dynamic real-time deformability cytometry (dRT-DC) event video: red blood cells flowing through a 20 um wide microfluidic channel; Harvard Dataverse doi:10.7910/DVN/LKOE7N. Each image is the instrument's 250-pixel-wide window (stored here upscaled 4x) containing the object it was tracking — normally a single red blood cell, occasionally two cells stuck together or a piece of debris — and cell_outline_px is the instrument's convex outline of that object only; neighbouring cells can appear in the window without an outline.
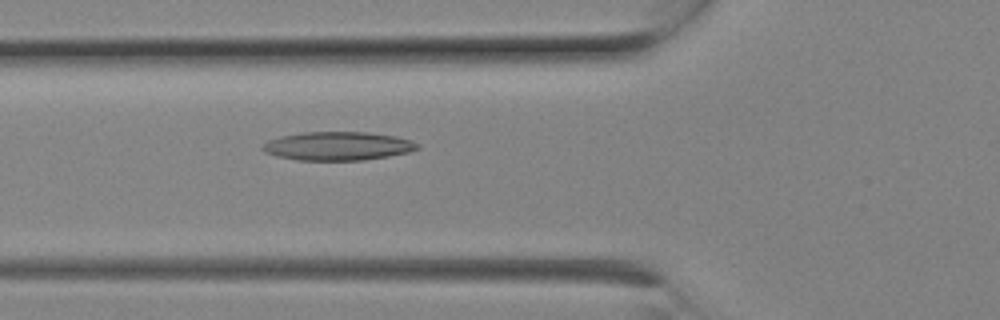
{"species": "Egyptian fruit bat (a non-hibernating species)", "species_latin": "Rousettus aegyptiacus", "temperature_condition": "room temperature", "stored_images_in_passage": 7, "camera_frame_rate_fps": 3000, "um_per_image_px": 0.085, "animal": {"sex": "female"}, "frame": {"image": 1, "passage_image": 7, "time_ms": 2.0, "image_size_px": [1000, 320], "cell_outline_px": [[420, 148], [408, 152], [388, 156], [364, 160], [296, 160], [276, 156], [264, 152], [260, 148], [260, 144], [268, 140], [280, 136], [304, 132], [368, 132], [396, 136], [412, 140], [420, 144]], "centroid_in_image_um": [28.69, 12.41], "position_along_channel_um": 97.1, "area_um2": 26.07}}